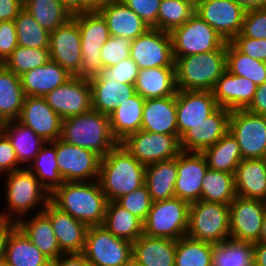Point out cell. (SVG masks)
<instances>
[{"mask_svg": "<svg viewBox=\"0 0 266 266\" xmlns=\"http://www.w3.org/2000/svg\"><path fill=\"white\" fill-rule=\"evenodd\" d=\"M50 201L88 227L104 223L108 200L98 180L64 182L50 195Z\"/></svg>", "mask_w": 266, "mask_h": 266, "instance_id": "obj_1", "label": "cell"}, {"mask_svg": "<svg viewBox=\"0 0 266 266\" xmlns=\"http://www.w3.org/2000/svg\"><path fill=\"white\" fill-rule=\"evenodd\" d=\"M99 185L108 201H115L145 184V165L119 143L101 158Z\"/></svg>", "mask_w": 266, "mask_h": 266, "instance_id": "obj_2", "label": "cell"}, {"mask_svg": "<svg viewBox=\"0 0 266 266\" xmlns=\"http://www.w3.org/2000/svg\"><path fill=\"white\" fill-rule=\"evenodd\" d=\"M3 176L6 177V183H4L6 187L4 188L5 196L3 197L6 199L7 207L1 210L2 212L0 211L1 221L17 223L21 218L26 217L27 214L42 212L50 202L48 191L27 168L13 171ZM36 208L37 210H35Z\"/></svg>", "mask_w": 266, "mask_h": 266, "instance_id": "obj_3", "label": "cell"}, {"mask_svg": "<svg viewBox=\"0 0 266 266\" xmlns=\"http://www.w3.org/2000/svg\"><path fill=\"white\" fill-rule=\"evenodd\" d=\"M60 139L92 150L101 158L119 144L111 132L109 116L93 109L63 119Z\"/></svg>", "mask_w": 266, "mask_h": 266, "instance_id": "obj_4", "label": "cell"}, {"mask_svg": "<svg viewBox=\"0 0 266 266\" xmlns=\"http://www.w3.org/2000/svg\"><path fill=\"white\" fill-rule=\"evenodd\" d=\"M174 60L177 90L212 91L226 71V43L216 51Z\"/></svg>", "mask_w": 266, "mask_h": 266, "instance_id": "obj_5", "label": "cell"}, {"mask_svg": "<svg viewBox=\"0 0 266 266\" xmlns=\"http://www.w3.org/2000/svg\"><path fill=\"white\" fill-rule=\"evenodd\" d=\"M186 236L212 244L230 238L229 205L205 200L191 203Z\"/></svg>", "mask_w": 266, "mask_h": 266, "instance_id": "obj_6", "label": "cell"}, {"mask_svg": "<svg viewBox=\"0 0 266 266\" xmlns=\"http://www.w3.org/2000/svg\"><path fill=\"white\" fill-rule=\"evenodd\" d=\"M81 33L82 60L75 77L90 79L103 68L101 48L110 38L109 29L98 11H85L73 14Z\"/></svg>", "mask_w": 266, "mask_h": 266, "instance_id": "obj_7", "label": "cell"}, {"mask_svg": "<svg viewBox=\"0 0 266 266\" xmlns=\"http://www.w3.org/2000/svg\"><path fill=\"white\" fill-rule=\"evenodd\" d=\"M190 204L178 197L152 203L143 222V233L178 240L187 234Z\"/></svg>", "mask_w": 266, "mask_h": 266, "instance_id": "obj_8", "label": "cell"}, {"mask_svg": "<svg viewBox=\"0 0 266 266\" xmlns=\"http://www.w3.org/2000/svg\"><path fill=\"white\" fill-rule=\"evenodd\" d=\"M91 266H125L132 258V242L115 237L105 226H89L83 251Z\"/></svg>", "mask_w": 266, "mask_h": 266, "instance_id": "obj_9", "label": "cell"}, {"mask_svg": "<svg viewBox=\"0 0 266 266\" xmlns=\"http://www.w3.org/2000/svg\"><path fill=\"white\" fill-rule=\"evenodd\" d=\"M173 57L219 50L226 41L198 14L170 32Z\"/></svg>", "mask_w": 266, "mask_h": 266, "instance_id": "obj_10", "label": "cell"}, {"mask_svg": "<svg viewBox=\"0 0 266 266\" xmlns=\"http://www.w3.org/2000/svg\"><path fill=\"white\" fill-rule=\"evenodd\" d=\"M120 144L145 166L176 158L182 152L178 135L143 130L130 134Z\"/></svg>", "mask_w": 266, "mask_h": 266, "instance_id": "obj_11", "label": "cell"}, {"mask_svg": "<svg viewBox=\"0 0 266 266\" xmlns=\"http://www.w3.org/2000/svg\"><path fill=\"white\" fill-rule=\"evenodd\" d=\"M229 132L240 146L242 159L266 158V116L231 110Z\"/></svg>", "mask_w": 266, "mask_h": 266, "instance_id": "obj_12", "label": "cell"}, {"mask_svg": "<svg viewBox=\"0 0 266 266\" xmlns=\"http://www.w3.org/2000/svg\"><path fill=\"white\" fill-rule=\"evenodd\" d=\"M56 154L58 170L64 182L98 180L101 157L92 150L59 138L56 140Z\"/></svg>", "mask_w": 266, "mask_h": 266, "instance_id": "obj_13", "label": "cell"}, {"mask_svg": "<svg viewBox=\"0 0 266 266\" xmlns=\"http://www.w3.org/2000/svg\"><path fill=\"white\" fill-rule=\"evenodd\" d=\"M130 57L139 70L153 67H175L170 33L149 28L131 41Z\"/></svg>", "mask_w": 266, "mask_h": 266, "instance_id": "obj_14", "label": "cell"}, {"mask_svg": "<svg viewBox=\"0 0 266 266\" xmlns=\"http://www.w3.org/2000/svg\"><path fill=\"white\" fill-rule=\"evenodd\" d=\"M195 13L230 42L241 32L246 11L234 0H202L195 5Z\"/></svg>", "mask_w": 266, "mask_h": 266, "instance_id": "obj_15", "label": "cell"}, {"mask_svg": "<svg viewBox=\"0 0 266 266\" xmlns=\"http://www.w3.org/2000/svg\"><path fill=\"white\" fill-rule=\"evenodd\" d=\"M230 238L255 243L258 241L266 201L236 196L229 204Z\"/></svg>", "mask_w": 266, "mask_h": 266, "instance_id": "obj_16", "label": "cell"}, {"mask_svg": "<svg viewBox=\"0 0 266 266\" xmlns=\"http://www.w3.org/2000/svg\"><path fill=\"white\" fill-rule=\"evenodd\" d=\"M44 98L62 119L92 109L91 86L86 78L73 76L63 85L47 93Z\"/></svg>", "mask_w": 266, "mask_h": 266, "instance_id": "obj_17", "label": "cell"}, {"mask_svg": "<svg viewBox=\"0 0 266 266\" xmlns=\"http://www.w3.org/2000/svg\"><path fill=\"white\" fill-rule=\"evenodd\" d=\"M50 60L57 62L71 75L79 72L82 60L81 33L74 17L50 32Z\"/></svg>", "mask_w": 266, "mask_h": 266, "instance_id": "obj_18", "label": "cell"}, {"mask_svg": "<svg viewBox=\"0 0 266 266\" xmlns=\"http://www.w3.org/2000/svg\"><path fill=\"white\" fill-rule=\"evenodd\" d=\"M218 105L212 91L177 90L176 113L178 136L205 121Z\"/></svg>", "mask_w": 266, "mask_h": 266, "instance_id": "obj_19", "label": "cell"}, {"mask_svg": "<svg viewBox=\"0 0 266 266\" xmlns=\"http://www.w3.org/2000/svg\"><path fill=\"white\" fill-rule=\"evenodd\" d=\"M207 170V161L202 153L182 151L177 156L175 197L189 204L201 200L202 180Z\"/></svg>", "mask_w": 266, "mask_h": 266, "instance_id": "obj_20", "label": "cell"}, {"mask_svg": "<svg viewBox=\"0 0 266 266\" xmlns=\"http://www.w3.org/2000/svg\"><path fill=\"white\" fill-rule=\"evenodd\" d=\"M62 120L44 97L25 96L18 121L45 142H54L61 137Z\"/></svg>", "mask_w": 266, "mask_h": 266, "instance_id": "obj_21", "label": "cell"}, {"mask_svg": "<svg viewBox=\"0 0 266 266\" xmlns=\"http://www.w3.org/2000/svg\"><path fill=\"white\" fill-rule=\"evenodd\" d=\"M230 113V110L218 107L203 123L193 126L180 138L182 151L202 153L214 145L229 131Z\"/></svg>", "mask_w": 266, "mask_h": 266, "instance_id": "obj_22", "label": "cell"}, {"mask_svg": "<svg viewBox=\"0 0 266 266\" xmlns=\"http://www.w3.org/2000/svg\"><path fill=\"white\" fill-rule=\"evenodd\" d=\"M42 212L51 221L61 252L63 254L83 253L88 226L61 211L51 201Z\"/></svg>", "mask_w": 266, "mask_h": 266, "instance_id": "obj_23", "label": "cell"}, {"mask_svg": "<svg viewBox=\"0 0 266 266\" xmlns=\"http://www.w3.org/2000/svg\"><path fill=\"white\" fill-rule=\"evenodd\" d=\"M257 85L248 78L227 70L221 75L212 93L218 107L228 110L246 109L253 101Z\"/></svg>", "mask_w": 266, "mask_h": 266, "instance_id": "obj_24", "label": "cell"}, {"mask_svg": "<svg viewBox=\"0 0 266 266\" xmlns=\"http://www.w3.org/2000/svg\"><path fill=\"white\" fill-rule=\"evenodd\" d=\"M98 12L107 23L110 36L134 40L151 28L121 0H109Z\"/></svg>", "mask_w": 266, "mask_h": 266, "instance_id": "obj_25", "label": "cell"}, {"mask_svg": "<svg viewBox=\"0 0 266 266\" xmlns=\"http://www.w3.org/2000/svg\"><path fill=\"white\" fill-rule=\"evenodd\" d=\"M141 130L178 135L176 94L145 100Z\"/></svg>", "mask_w": 266, "mask_h": 266, "instance_id": "obj_26", "label": "cell"}, {"mask_svg": "<svg viewBox=\"0 0 266 266\" xmlns=\"http://www.w3.org/2000/svg\"><path fill=\"white\" fill-rule=\"evenodd\" d=\"M73 75L57 62L49 60L41 67L20 75L25 96L44 97L47 93L66 83Z\"/></svg>", "mask_w": 266, "mask_h": 266, "instance_id": "obj_27", "label": "cell"}, {"mask_svg": "<svg viewBox=\"0 0 266 266\" xmlns=\"http://www.w3.org/2000/svg\"><path fill=\"white\" fill-rule=\"evenodd\" d=\"M234 180L237 196L266 201V158L242 159Z\"/></svg>", "mask_w": 266, "mask_h": 266, "instance_id": "obj_28", "label": "cell"}, {"mask_svg": "<svg viewBox=\"0 0 266 266\" xmlns=\"http://www.w3.org/2000/svg\"><path fill=\"white\" fill-rule=\"evenodd\" d=\"M16 225L51 261L57 260L63 254L58 246L51 221L43 212L32 214L31 217L27 215V218H21Z\"/></svg>", "mask_w": 266, "mask_h": 266, "instance_id": "obj_29", "label": "cell"}, {"mask_svg": "<svg viewBox=\"0 0 266 266\" xmlns=\"http://www.w3.org/2000/svg\"><path fill=\"white\" fill-rule=\"evenodd\" d=\"M176 240L144 233L132 243V257L144 266H174Z\"/></svg>", "mask_w": 266, "mask_h": 266, "instance_id": "obj_30", "label": "cell"}, {"mask_svg": "<svg viewBox=\"0 0 266 266\" xmlns=\"http://www.w3.org/2000/svg\"><path fill=\"white\" fill-rule=\"evenodd\" d=\"M135 90L145 100L175 95L177 92L175 67H153L139 70Z\"/></svg>", "mask_w": 266, "mask_h": 266, "instance_id": "obj_31", "label": "cell"}, {"mask_svg": "<svg viewBox=\"0 0 266 266\" xmlns=\"http://www.w3.org/2000/svg\"><path fill=\"white\" fill-rule=\"evenodd\" d=\"M145 99L138 93L121 101L109 114L111 132L118 143L141 130Z\"/></svg>", "mask_w": 266, "mask_h": 266, "instance_id": "obj_32", "label": "cell"}, {"mask_svg": "<svg viewBox=\"0 0 266 266\" xmlns=\"http://www.w3.org/2000/svg\"><path fill=\"white\" fill-rule=\"evenodd\" d=\"M92 109L101 114H111L121 101L136 94L135 85L114 80H89Z\"/></svg>", "mask_w": 266, "mask_h": 266, "instance_id": "obj_33", "label": "cell"}, {"mask_svg": "<svg viewBox=\"0 0 266 266\" xmlns=\"http://www.w3.org/2000/svg\"><path fill=\"white\" fill-rule=\"evenodd\" d=\"M4 262L9 266H51L52 263L17 225L10 232Z\"/></svg>", "mask_w": 266, "mask_h": 266, "instance_id": "obj_34", "label": "cell"}, {"mask_svg": "<svg viewBox=\"0 0 266 266\" xmlns=\"http://www.w3.org/2000/svg\"><path fill=\"white\" fill-rule=\"evenodd\" d=\"M177 173V157L145 166V185L153 202L175 197Z\"/></svg>", "mask_w": 266, "mask_h": 266, "instance_id": "obj_35", "label": "cell"}, {"mask_svg": "<svg viewBox=\"0 0 266 266\" xmlns=\"http://www.w3.org/2000/svg\"><path fill=\"white\" fill-rule=\"evenodd\" d=\"M3 132L10 139L16 152L18 162L27 168L46 143L31 128L18 120L4 123Z\"/></svg>", "mask_w": 266, "mask_h": 266, "instance_id": "obj_36", "label": "cell"}, {"mask_svg": "<svg viewBox=\"0 0 266 266\" xmlns=\"http://www.w3.org/2000/svg\"><path fill=\"white\" fill-rule=\"evenodd\" d=\"M24 98L20 76L0 64V119L4 123L18 120Z\"/></svg>", "mask_w": 266, "mask_h": 266, "instance_id": "obj_37", "label": "cell"}, {"mask_svg": "<svg viewBox=\"0 0 266 266\" xmlns=\"http://www.w3.org/2000/svg\"><path fill=\"white\" fill-rule=\"evenodd\" d=\"M202 154L209 169L232 174L242 160L240 146L229 131L214 145L206 148Z\"/></svg>", "mask_w": 266, "mask_h": 266, "instance_id": "obj_38", "label": "cell"}, {"mask_svg": "<svg viewBox=\"0 0 266 266\" xmlns=\"http://www.w3.org/2000/svg\"><path fill=\"white\" fill-rule=\"evenodd\" d=\"M103 226L115 237L132 243L143 234V222L116 201H108Z\"/></svg>", "mask_w": 266, "mask_h": 266, "instance_id": "obj_39", "label": "cell"}, {"mask_svg": "<svg viewBox=\"0 0 266 266\" xmlns=\"http://www.w3.org/2000/svg\"><path fill=\"white\" fill-rule=\"evenodd\" d=\"M56 155V140L46 142L27 167L50 195L64 183L58 170Z\"/></svg>", "mask_w": 266, "mask_h": 266, "instance_id": "obj_40", "label": "cell"}, {"mask_svg": "<svg viewBox=\"0 0 266 266\" xmlns=\"http://www.w3.org/2000/svg\"><path fill=\"white\" fill-rule=\"evenodd\" d=\"M212 266H254L253 243L228 238L212 244Z\"/></svg>", "mask_w": 266, "mask_h": 266, "instance_id": "obj_41", "label": "cell"}, {"mask_svg": "<svg viewBox=\"0 0 266 266\" xmlns=\"http://www.w3.org/2000/svg\"><path fill=\"white\" fill-rule=\"evenodd\" d=\"M25 8L49 32L66 23L73 13L59 0H23Z\"/></svg>", "mask_w": 266, "mask_h": 266, "instance_id": "obj_42", "label": "cell"}, {"mask_svg": "<svg viewBox=\"0 0 266 266\" xmlns=\"http://www.w3.org/2000/svg\"><path fill=\"white\" fill-rule=\"evenodd\" d=\"M226 70L250 79L257 86L266 82V62L243 54L231 42H226Z\"/></svg>", "mask_w": 266, "mask_h": 266, "instance_id": "obj_43", "label": "cell"}, {"mask_svg": "<svg viewBox=\"0 0 266 266\" xmlns=\"http://www.w3.org/2000/svg\"><path fill=\"white\" fill-rule=\"evenodd\" d=\"M236 196L234 174L208 168L202 180L201 200L229 205Z\"/></svg>", "mask_w": 266, "mask_h": 266, "instance_id": "obj_44", "label": "cell"}, {"mask_svg": "<svg viewBox=\"0 0 266 266\" xmlns=\"http://www.w3.org/2000/svg\"><path fill=\"white\" fill-rule=\"evenodd\" d=\"M174 266H212V243L187 236L176 240Z\"/></svg>", "mask_w": 266, "mask_h": 266, "instance_id": "obj_45", "label": "cell"}, {"mask_svg": "<svg viewBox=\"0 0 266 266\" xmlns=\"http://www.w3.org/2000/svg\"><path fill=\"white\" fill-rule=\"evenodd\" d=\"M18 45L29 48H49L50 32L42 28L23 8L14 19Z\"/></svg>", "mask_w": 266, "mask_h": 266, "instance_id": "obj_46", "label": "cell"}, {"mask_svg": "<svg viewBox=\"0 0 266 266\" xmlns=\"http://www.w3.org/2000/svg\"><path fill=\"white\" fill-rule=\"evenodd\" d=\"M195 13L189 0H161L157 16V29L170 33L182 26Z\"/></svg>", "mask_w": 266, "mask_h": 266, "instance_id": "obj_47", "label": "cell"}, {"mask_svg": "<svg viewBox=\"0 0 266 266\" xmlns=\"http://www.w3.org/2000/svg\"><path fill=\"white\" fill-rule=\"evenodd\" d=\"M49 60V48L38 49L18 45L3 65L20 76L27 71L43 66Z\"/></svg>", "mask_w": 266, "mask_h": 266, "instance_id": "obj_48", "label": "cell"}, {"mask_svg": "<svg viewBox=\"0 0 266 266\" xmlns=\"http://www.w3.org/2000/svg\"><path fill=\"white\" fill-rule=\"evenodd\" d=\"M115 201L142 222L145 221L153 203L145 184L131 193L122 195Z\"/></svg>", "mask_w": 266, "mask_h": 266, "instance_id": "obj_49", "label": "cell"}, {"mask_svg": "<svg viewBox=\"0 0 266 266\" xmlns=\"http://www.w3.org/2000/svg\"><path fill=\"white\" fill-rule=\"evenodd\" d=\"M138 73L137 64L129 57L114 66L102 68L98 75L88 80H114L135 85Z\"/></svg>", "mask_w": 266, "mask_h": 266, "instance_id": "obj_50", "label": "cell"}, {"mask_svg": "<svg viewBox=\"0 0 266 266\" xmlns=\"http://www.w3.org/2000/svg\"><path fill=\"white\" fill-rule=\"evenodd\" d=\"M131 41L124 36H110L101 48L100 56L104 67H111L130 57Z\"/></svg>", "mask_w": 266, "mask_h": 266, "instance_id": "obj_51", "label": "cell"}, {"mask_svg": "<svg viewBox=\"0 0 266 266\" xmlns=\"http://www.w3.org/2000/svg\"><path fill=\"white\" fill-rule=\"evenodd\" d=\"M240 33L253 39H266V8L247 11Z\"/></svg>", "mask_w": 266, "mask_h": 266, "instance_id": "obj_52", "label": "cell"}, {"mask_svg": "<svg viewBox=\"0 0 266 266\" xmlns=\"http://www.w3.org/2000/svg\"><path fill=\"white\" fill-rule=\"evenodd\" d=\"M151 28L157 29V16L161 0H121Z\"/></svg>", "mask_w": 266, "mask_h": 266, "instance_id": "obj_53", "label": "cell"}, {"mask_svg": "<svg viewBox=\"0 0 266 266\" xmlns=\"http://www.w3.org/2000/svg\"><path fill=\"white\" fill-rule=\"evenodd\" d=\"M230 42L243 54L266 62V39H253L239 33Z\"/></svg>", "mask_w": 266, "mask_h": 266, "instance_id": "obj_54", "label": "cell"}, {"mask_svg": "<svg viewBox=\"0 0 266 266\" xmlns=\"http://www.w3.org/2000/svg\"><path fill=\"white\" fill-rule=\"evenodd\" d=\"M18 46L14 20L0 22V64H3Z\"/></svg>", "mask_w": 266, "mask_h": 266, "instance_id": "obj_55", "label": "cell"}, {"mask_svg": "<svg viewBox=\"0 0 266 266\" xmlns=\"http://www.w3.org/2000/svg\"><path fill=\"white\" fill-rule=\"evenodd\" d=\"M23 169L19 164L16 152L10 139L2 132L0 134V175Z\"/></svg>", "mask_w": 266, "mask_h": 266, "instance_id": "obj_56", "label": "cell"}, {"mask_svg": "<svg viewBox=\"0 0 266 266\" xmlns=\"http://www.w3.org/2000/svg\"><path fill=\"white\" fill-rule=\"evenodd\" d=\"M23 9V0H0V22L14 20Z\"/></svg>", "mask_w": 266, "mask_h": 266, "instance_id": "obj_57", "label": "cell"}, {"mask_svg": "<svg viewBox=\"0 0 266 266\" xmlns=\"http://www.w3.org/2000/svg\"><path fill=\"white\" fill-rule=\"evenodd\" d=\"M246 110L257 115L266 116V82L257 86L253 101Z\"/></svg>", "mask_w": 266, "mask_h": 266, "instance_id": "obj_58", "label": "cell"}, {"mask_svg": "<svg viewBox=\"0 0 266 266\" xmlns=\"http://www.w3.org/2000/svg\"><path fill=\"white\" fill-rule=\"evenodd\" d=\"M51 266H90L83 253L62 254Z\"/></svg>", "mask_w": 266, "mask_h": 266, "instance_id": "obj_59", "label": "cell"}, {"mask_svg": "<svg viewBox=\"0 0 266 266\" xmlns=\"http://www.w3.org/2000/svg\"><path fill=\"white\" fill-rule=\"evenodd\" d=\"M16 226L15 222L0 220V264L5 261V252L11 230Z\"/></svg>", "mask_w": 266, "mask_h": 266, "instance_id": "obj_60", "label": "cell"}, {"mask_svg": "<svg viewBox=\"0 0 266 266\" xmlns=\"http://www.w3.org/2000/svg\"><path fill=\"white\" fill-rule=\"evenodd\" d=\"M254 266H266V243H253Z\"/></svg>", "mask_w": 266, "mask_h": 266, "instance_id": "obj_61", "label": "cell"}, {"mask_svg": "<svg viewBox=\"0 0 266 266\" xmlns=\"http://www.w3.org/2000/svg\"><path fill=\"white\" fill-rule=\"evenodd\" d=\"M234 1L237 2L246 12L250 10L266 8V0H234Z\"/></svg>", "mask_w": 266, "mask_h": 266, "instance_id": "obj_62", "label": "cell"}, {"mask_svg": "<svg viewBox=\"0 0 266 266\" xmlns=\"http://www.w3.org/2000/svg\"><path fill=\"white\" fill-rule=\"evenodd\" d=\"M109 0H81V12L98 11Z\"/></svg>", "mask_w": 266, "mask_h": 266, "instance_id": "obj_63", "label": "cell"}, {"mask_svg": "<svg viewBox=\"0 0 266 266\" xmlns=\"http://www.w3.org/2000/svg\"><path fill=\"white\" fill-rule=\"evenodd\" d=\"M73 14L81 12V0H59Z\"/></svg>", "mask_w": 266, "mask_h": 266, "instance_id": "obj_64", "label": "cell"}, {"mask_svg": "<svg viewBox=\"0 0 266 266\" xmlns=\"http://www.w3.org/2000/svg\"><path fill=\"white\" fill-rule=\"evenodd\" d=\"M257 242L266 243V211H265L264 218H263L261 234Z\"/></svg>", "mask_w": 266, "mask_h": 266, "instance_id": "obj_65", "label": "cell"}, {"mask_svg": "<svg viewBox=\"0 0 266 266\" xmlns=\"http://www.w3.org/2000/svg\"><path fill=\"white\" fill-rule=\"evenodd\" d=\"M125 266H144V265H142L141 263H139L136 259L132 257Z\"/></svg>", "mask_w": 266, "mask_h": 266, "instance_id": "obj_66", "label": "cell"}, {"mask_svg": "<svg viewBox=\"0 0 266 266\" xmlns=\"http://www.w3.org/2000/svg\"><path fill=\"white\" fill-rule=\"evenodd\" d=\"M4 122L0 119V134L3 132Z\"/></svg>", "mask_w": 266, "mask_h": 266, "instance_id": "obj_67", "label": "cell"}, {"mask_svg": "<svg viewBox=\"0 0 266 266\" xmlns=\"http://www.w3.org/2000/svg\"><path fill=\"white\" fill-rule=\"evenodd\" d=\"M191 1L194 5H196L198 2L202 1V0H189Z\"/></svg>", "mask_w": 266, "mask_h": 266, "instance_id": "obj_68", "label": "cell"}, {"mask_svg": "<svg viewBox=\"0 0 266 266\" xmlns=\"http://www.w3.org/2000/svg\"><path fill=\"white\" fill-rule=\"evenodd\" d=\"M0 266H9V265H7V264L4 262V263L0 264Z\"/></svg>", "mask_w": 266, "mask_h": 266, "instance_id": "obj_69", "label": "cell"}]
</instances>
